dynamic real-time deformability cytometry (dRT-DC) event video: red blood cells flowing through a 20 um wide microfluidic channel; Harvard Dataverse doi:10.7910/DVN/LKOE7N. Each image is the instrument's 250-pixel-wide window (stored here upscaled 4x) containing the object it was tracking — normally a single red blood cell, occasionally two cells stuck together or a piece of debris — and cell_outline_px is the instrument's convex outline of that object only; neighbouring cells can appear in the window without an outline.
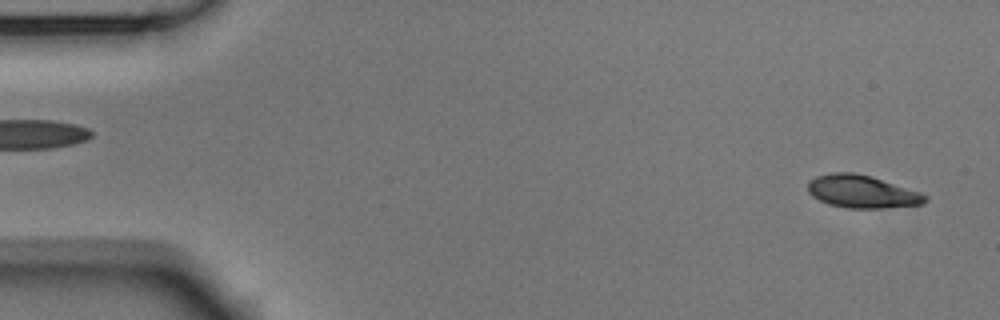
{"species": "Egyptian fruit bat (a non-hibernating species)", "species_latin": "Rousettus aegyptiacus", "temperature_condition": "room temperature", "stored_images_in_passage": 53, "camera_frame_rate_fps": 3000, "um_per_image_px": 0.085, "animal": {"sex": "male"}, "frame": {"image": 1, "passage_image": 2, "time_ms": 0.333, "image_size_px": [1000, 320], "cell_outline_px": [[928, 200], [924, 204], [876, 208], [848, 208], [828, 204], [812, 196], [808, 192], [808, 180], [816, 176], [832, 172], [856, 172], [872, 176], [920, 192], [928, 196]], "centroid_in_image_um": [73.26, 16.27], "position_along_channel_um": 11.7, "area_um2": 22.48}}
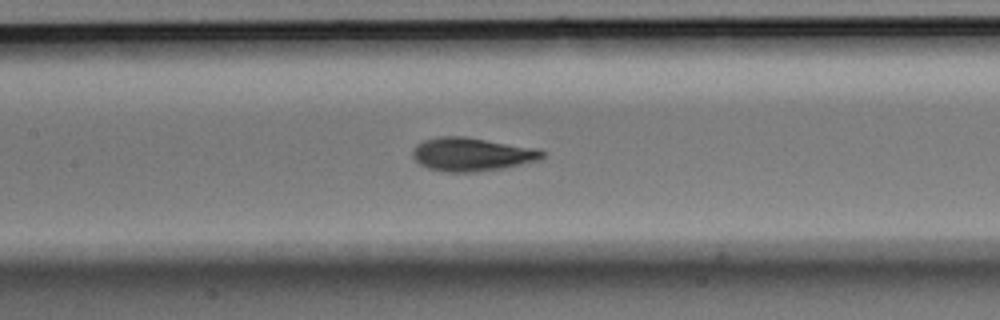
{"frame": {"image": 2, "passage_image": 24, "time_ms": 7.667, "image_size_px": [1000, 320], "cell_outline_px": [[544, 156], [540, 160], [504, 168], [476, 172], [444, 172], [428, 168], [420, 164], [412, 156], [412, 152], [416, 144], [424, 140], [440, 136], [464, 136], [540, 148], [544, 152]], "centroid_in_image_um": [40.13, 13.11], "position_along_channel_um": 167.3, "area_um2": 25.55}}
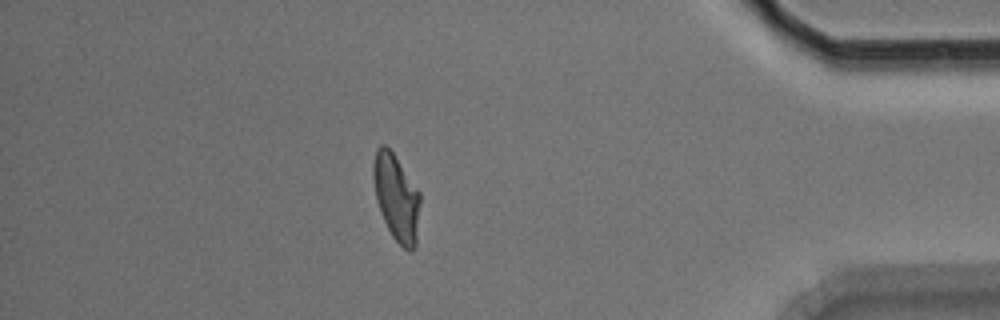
{"frame": {"image": 3, "passage_image": 46, "time_ms": 15.0, "image_size_px": [1000, 320], "cell_outline_px": [[420, 200], [416, 248], [408, 252], [392, 236], [380, 212], [376, 200], [372, 176], [372, 164], [376, 148], [380, 144], [384, 144], [392, 152], [420, 192]], "centroid_in_image_um": [33.68, 16.79], "position_along_channel_um": 401.5, "area_um2": 23.7}, "authors_computed_cell_mechanics": {"area_um2": 23.698, "velocity_mm_per_s": 3.7446, "shape_relaxation_time_tau1_ms": 3.1728, "shape_relaxation_time_tau2_ms": 1.2714, "deformation_change_tau1": 0.1546, "deformation_change_tau2": 0.0526}}